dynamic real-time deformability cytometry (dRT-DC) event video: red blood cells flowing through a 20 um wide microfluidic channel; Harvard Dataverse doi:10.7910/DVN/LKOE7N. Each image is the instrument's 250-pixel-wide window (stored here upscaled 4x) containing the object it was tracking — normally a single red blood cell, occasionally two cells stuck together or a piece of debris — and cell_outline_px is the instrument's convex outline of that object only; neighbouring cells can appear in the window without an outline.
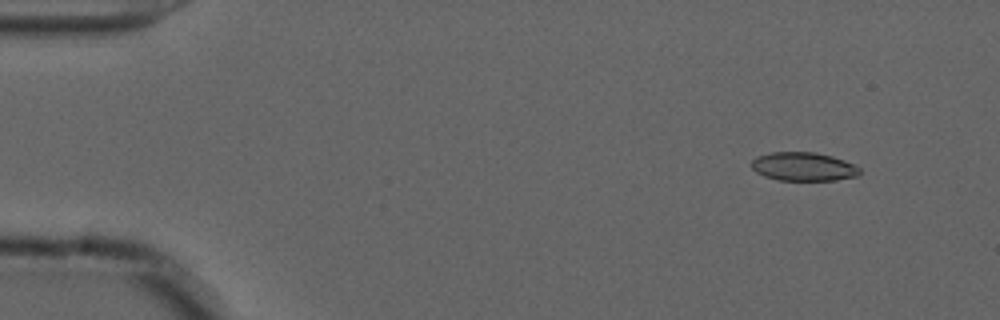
{"species": "common noctule bat (a hibernating species)", "species_latin": "Nyctalus noctula", "temperature_condition": "cold", "stored_images_in_passage": 54, "camera_frame_rate_fps": 3000, "um_per_image_px": 0.085, "animal": {"sex": "male", "forearm_length_mm": 52.5}, "frame": {"image": 1, "passage_image": 4, "time_ms": 1.0, "image_size_px": [1000, 320], "cell_outline_px": [[860, 172], [856, 176], [836, 180], [776, 180], [764, 176], [756, 172], [752, 168], [752, 160], [756, 156], [772, 152], [816, 152], [832, 156], [844, 160], [860, 168]], "centroid_in_image_um": [68.27, 14.16], "position_along_channel_um": 16.7, "area_um2": 18.03}}
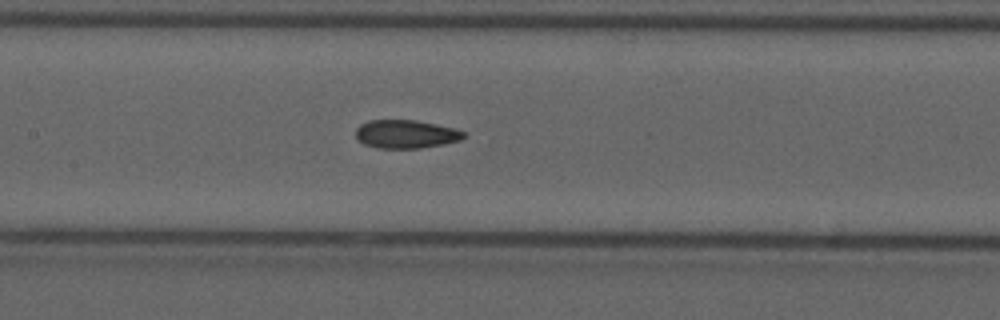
{"frame": {"image": 2, "passage_image": 25, "time_ms": 8.0, "image_size_px": [1000, 320], "cell_outline_px": [[468, 136], [460, 140], [444, 144], [420, 148], [376, 148], [364, 144], [356, 136], [356, 128], [360, 124], [368, 120], [416, 120], [456, 128], [464, 132]], "centroid_in_image_um": [34.52, 11.39], "position_along_channel_um": 172.9, "area_um2": 17.98}}
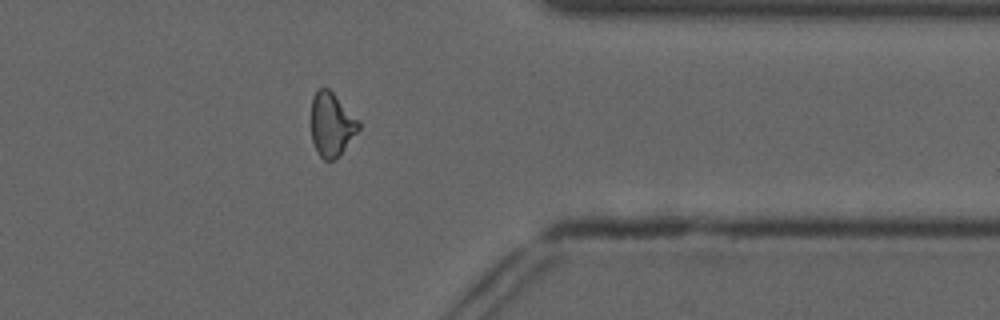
{"frame": {"image": 3, "passage_image": 43, "time_ms": 14.0, "image_size_px": [1000, 320], "cell_outline_px": [[360, 128], [344, 148], [332, 160], [324, 160], [320, 156], [312, 140], [312, 96], [320, 88], [328, 88], [360, 120]], "centroid_in_image_um": [28.19, 10.54], "position_along_channel_um": 383.2, "area_um2": 17.22}, "authors_computed_cell_mechanics": {"area_um2": 18.2937, "velocity_mm_per_s": 3.698, "shape_relaxation_time_tau1_ms": null, "shape_relaxation_time_tau2_ms": 2.5172, "deformation_change_tau1": null, "deformation_change_tau2": 0.0914}}